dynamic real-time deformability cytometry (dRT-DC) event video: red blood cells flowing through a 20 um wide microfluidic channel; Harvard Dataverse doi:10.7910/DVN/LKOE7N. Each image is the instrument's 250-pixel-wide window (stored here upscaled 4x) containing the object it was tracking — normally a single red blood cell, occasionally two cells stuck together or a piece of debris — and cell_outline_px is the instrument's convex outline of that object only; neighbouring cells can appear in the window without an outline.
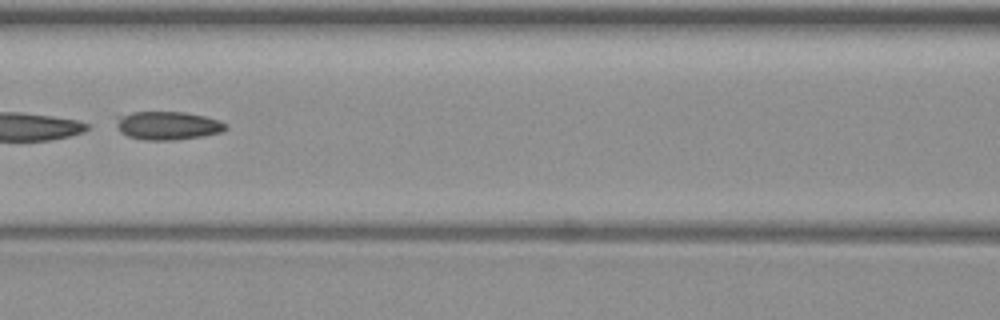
{"species": "common noctule bat (a hibernating species)", "species_latin": "Nyctalus noctula", "temperature_condition": "warm", "stored_images_in_passage": 52, "camera_frame_rate_fps": 3000, "um_per_image_px": 0.085, "animal": {"sex": "female", "body_mass_g": 19.3, "forearm_length_mm": 54.1}, "frame": {"image": 1, "passage_image": 23, "time_ms": 7.333, "image_size_px": [1000, 320], "cell_outline_px": [[228, 128], [220, 132], [200, 136], [176, 140], [144, 140], [128, 136], [120, 132], [116, 116], [132, 112], [184, 112], [204, 116], [228, 124]], "centroid_in_image_um": [14.24, 10.67], "position_along_channel_um": 152.4, "area_um2": 17.92}}